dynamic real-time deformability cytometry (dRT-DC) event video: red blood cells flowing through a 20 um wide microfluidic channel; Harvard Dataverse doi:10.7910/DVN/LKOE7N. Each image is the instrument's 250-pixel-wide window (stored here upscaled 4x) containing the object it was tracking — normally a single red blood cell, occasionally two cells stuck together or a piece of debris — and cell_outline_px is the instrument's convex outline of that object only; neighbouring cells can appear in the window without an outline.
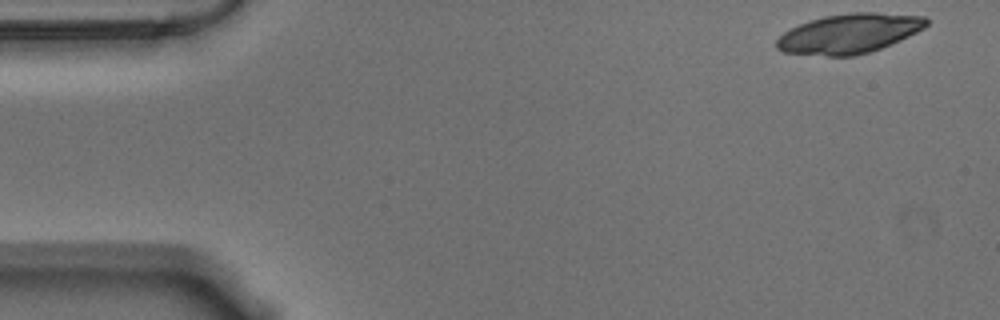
{"species": "Egyptian fruit bat (a non-hibernating species)", "species_latin": "Rousettus aegyptiacus", "temperature_condition": "warm", "stored_images_in_passage": 54, "camera_frame_rate_fps": 3000, "um_per_image_px": 0.085, "animal": {"sex": "male"}, "frame": {"image": 1, "passage_image": 1, "time_ms": 0.0, "image_size_px": [1000, 320], "cell_outline_px": [[928, 24], [924, 28], [900, 40], [880, 48], [868, 52], [852, 56], [828, 56], [784, 52], [776, 48], [776, 40], [784, 32], [800, 24], [824, 16], [852, 12], [876, 12], [924, 16], [928, 20]], "centroid_in_image_um": [72.19, 2.84], "position_along_channel_um": 12.8, "area_um2": 34.28}}